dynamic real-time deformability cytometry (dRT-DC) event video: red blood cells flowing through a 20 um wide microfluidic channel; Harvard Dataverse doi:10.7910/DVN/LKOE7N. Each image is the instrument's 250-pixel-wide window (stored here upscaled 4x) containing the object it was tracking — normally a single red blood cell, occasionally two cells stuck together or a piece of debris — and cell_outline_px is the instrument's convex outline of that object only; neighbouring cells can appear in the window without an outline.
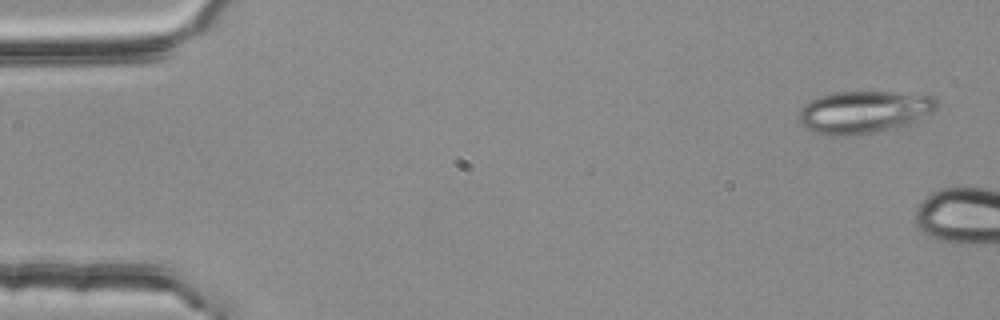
{"species": "common noctule bat (a hibernating species)", "species_latin": "Nyctalus noctula", "temperature_condition": "room temperature", "stored_images_in_passage": 2, "camera_frame_rate_fps": 3000, "um_per_image_px": 0.085, "animal": {"sex": "female", "body_mass_g": 25.1}, "frame": {"image": 1, "passage_image": 1, "time_ms": 0.0, "image_size_px": [1000, 320], "cell_outline_px": [[936, 108], [932, 112], [908, 124], [896, 128], [872, 132], [844, 136], [828, 136], [812, 132], [804, 128], [800, 124], [800, 108], [804, 104], [820, 96], [832, 92], [928, 92], [936, 96]], "centroid_in_image_um": [73.46, 9.5], "position_along_channel_um": 11.5, "area_um2": 34.56}}